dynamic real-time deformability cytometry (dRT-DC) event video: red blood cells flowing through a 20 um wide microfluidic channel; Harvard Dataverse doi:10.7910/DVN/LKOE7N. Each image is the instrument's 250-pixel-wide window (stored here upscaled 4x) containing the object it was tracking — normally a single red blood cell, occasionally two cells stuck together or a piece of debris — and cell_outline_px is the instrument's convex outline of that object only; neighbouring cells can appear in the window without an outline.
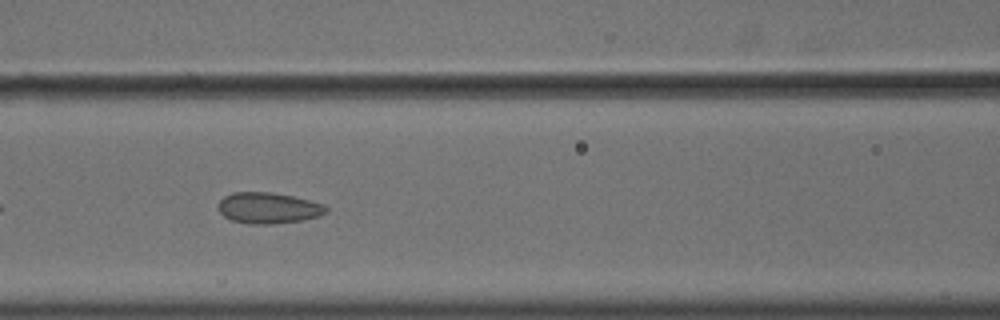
{"species": "common noctule bat (a hibernating species)", "species_latin": "Nyctalus noctula", "temperature_condition": "cold", "stored_images_in_passage": 40, "camera_frame_rate_fps": 3000, "um_per_image_px": 0.085, "animal": {"sex": "male", "body_mass_g": 18.8}, "frame": {"image": 1, "passage_image": 9, "time_ms": 2.667, "image_size_px": [1000, 320], "cell_outline_px": [[328, 212], [316, 216], [300, 220], [272, 224], [248, 224], [232, 220], [224, 216], [220, 212], [220, 200], [224, 196], [232, 192], [272, 192], [292, 196], [324, 204], [328, 208]], "centroid_in_image_um": [22.8, 17.67], "position_along_channel_um": 143.8, "area_um2": 19.31}}
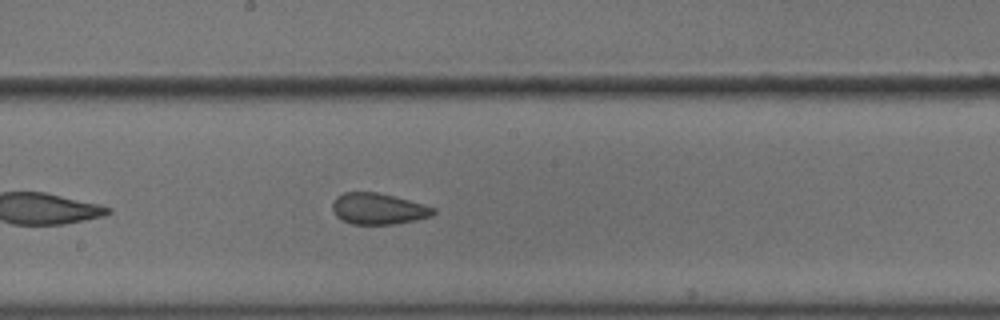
{"frame": {"image": 2, "passage_image": 15, "time_ms": 4.667, "image_size_px": [1000, 320], "cell_outline_px": [[436, 212], [432, 216], [416, 220], [396, 224], [352, 224], [336, 216], [332, 208], [332, 204], [336, 196], [344, 192], [376, 192], [408, 200], [436, 208]], "centroid_in_image_um": [32.15, 17.75], "position_along_channel_um": 216.0, "area_um2": 18.26}}
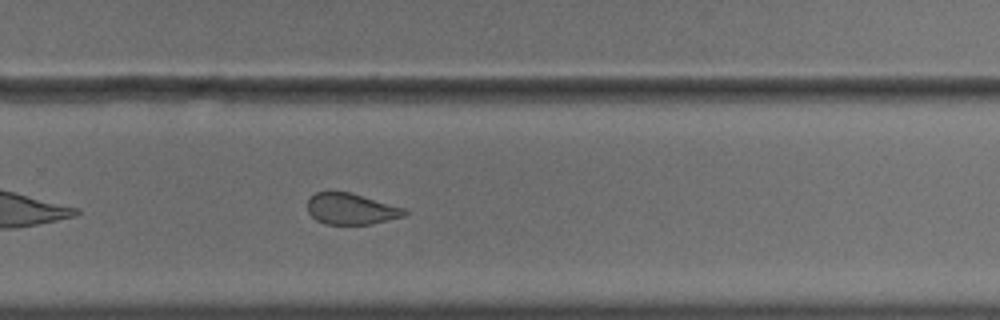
{"frame": {"image": 3, "passage_image": 22, "time_ms": 7.0, "image_size_px": [1000, 320], "cell_outline_px": [[408, 212], [404, 216], [372, 224], [324, 224], [316, 220], [308, 212], [308, 200], [316, 192], [328, 188], [352, 192], [404, 208]], "centroid_in_image_um": [29.8, 17.71], "position_along_channel_um": 300.0, "area_um2": 18.09}, "authors_computed_cell_mechanics": {"area_um2": 19.4786, "velocity_mm_per_s": 3.6085, "shape_relaxation_time_tau1_ms": null, "shape_relaxation_time_tau2_ms": 1.4468, "deformation_change_tau1": null, "deformation_change_tau2": 0.0731}}